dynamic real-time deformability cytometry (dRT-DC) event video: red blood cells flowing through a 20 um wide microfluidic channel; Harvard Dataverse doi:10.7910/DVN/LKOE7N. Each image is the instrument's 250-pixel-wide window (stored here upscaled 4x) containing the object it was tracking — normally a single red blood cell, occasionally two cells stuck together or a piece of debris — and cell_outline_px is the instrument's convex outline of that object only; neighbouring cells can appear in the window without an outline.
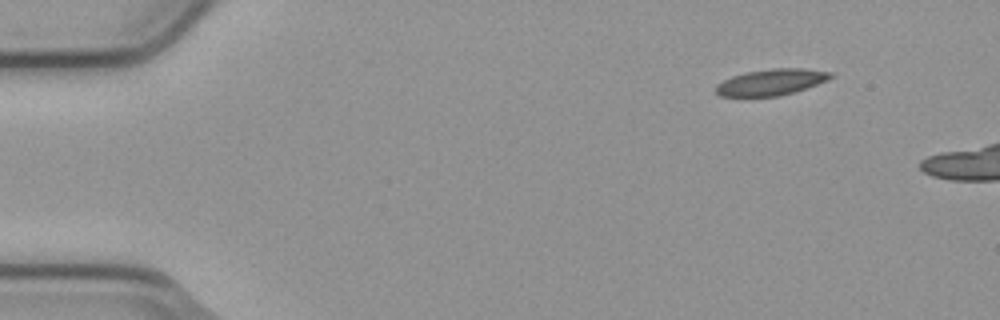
{"species": "common noctule bat (a hibernating species)", "species_latin": "Nyctalus noctula", "temperature_condition": "cold", "stored_images_in_passage": 3, "camera_frame_rate_fps": 3000, "um_per_image_px": 0.085, "animal": {"sex": "male", "body_mass_g": 23.1, "forearm_length_mm": 52.7}, "frame": {"image": 1, "passage_image": 1, "time_ms": 0.0, "image_size_px": [1000, 320], "cell_outline_px": [[836, 76], [828, 80], [780, 96], [720, 96], [716, 92], [716, 84], [732, 76], [748, 72], [772, 68], [804, 68], [832, 72]], "centroid_in_image_um": [65.58, 6.97], "position_along_channel_um": 19.4, "area_um2": 17.4}}